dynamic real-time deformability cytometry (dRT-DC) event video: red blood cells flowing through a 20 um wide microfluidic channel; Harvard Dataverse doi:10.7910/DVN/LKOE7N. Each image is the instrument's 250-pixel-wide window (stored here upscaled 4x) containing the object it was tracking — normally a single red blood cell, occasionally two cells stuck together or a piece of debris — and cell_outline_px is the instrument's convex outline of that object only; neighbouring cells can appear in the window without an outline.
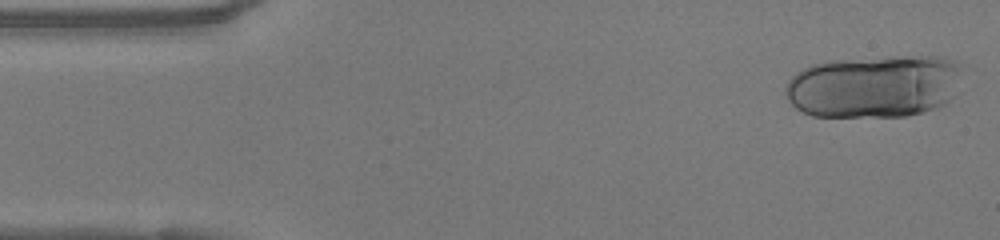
{"species": "human", "species_latin": "Homo sapiens", "temperature_condition": "warm", "stored_images_in_passage": 7, "camera_frame_rate_fps": 3000, "um_per_image_px": 0.085, "donor": {"sex": "female"}, "frame": {"image": 1, "passage_image": 1, "time_ms": 0.0, "image_size_px": [1000, 240], "cell_outline_px": [[956, 72], [952, 96], [944, 104], [936, 108], [924, 112], [904, 116], [812, 116], [796, 108], [784, 96], [784, 88], [788, 80], [796, 72], [812, 64], [828, 60], [888, 56], [944, 56], [956, 60]], "centroid_in_image_um": [74.19, 7.32], "position_along_channel_um": 10.8, "area_um2": 64.56}}